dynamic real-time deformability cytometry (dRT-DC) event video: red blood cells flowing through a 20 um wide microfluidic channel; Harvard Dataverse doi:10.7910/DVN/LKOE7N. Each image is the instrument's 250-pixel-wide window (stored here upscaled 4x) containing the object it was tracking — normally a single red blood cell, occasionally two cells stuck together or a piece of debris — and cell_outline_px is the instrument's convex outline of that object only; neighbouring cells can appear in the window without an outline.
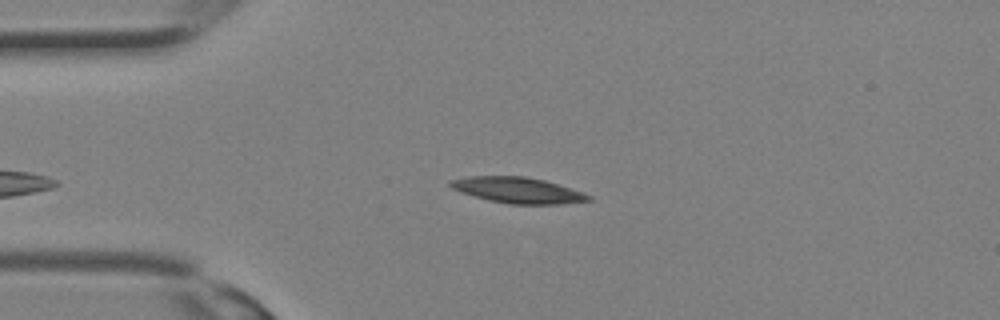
{"species": "Egyptian fruit bat (a non-hibernating species)", "species_latin": "Rousettus aegyptiacus", "temperature_condition": "room temperature", "stored_images_in_passage": 29, "camera_frame_rate_fps": 3000, "um_per_image_px": 0.085, "animal": {"sex": "female"}, "frame": {"image": 1, "passage_image": 5, "time_ms": 1.333, "image_size_px": [1000, 320], "cell_outline_px": [[592, 200], [560, 204], [508, 204], [488, 200], [460, 192], [452, 188], [448, 184], [448, 180], [468, 176], [524, 176], [544, 180], [584, 192], [592, 196]], "centroid_in_image_um": [44.0, 16.16], "position_along_channel_um": 41.0, "area_um2": 20.92}}
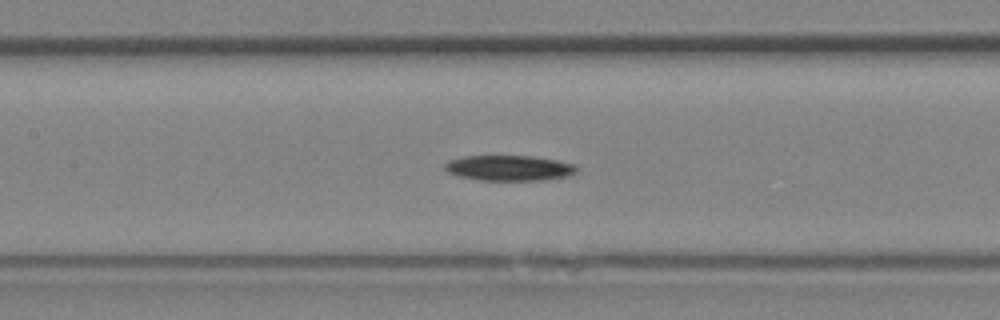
{"frame": {"image": 2, "passage_image": 12, "time_ms": 3.667, "image_size_px": [1000, 320], "cell_outline_px": [[576, 172], [572, 176], [544, 180], [480, 180], [460, 176], [448, 172], [444, 168], [444, 164], [448, 160], [464, 156], [532, 156], [556, 160], [576, 164]], "centroid_in_image_um": [43.31, 14.28], "position_along_channel_um": 164.1, "area_um2": 19.59}}
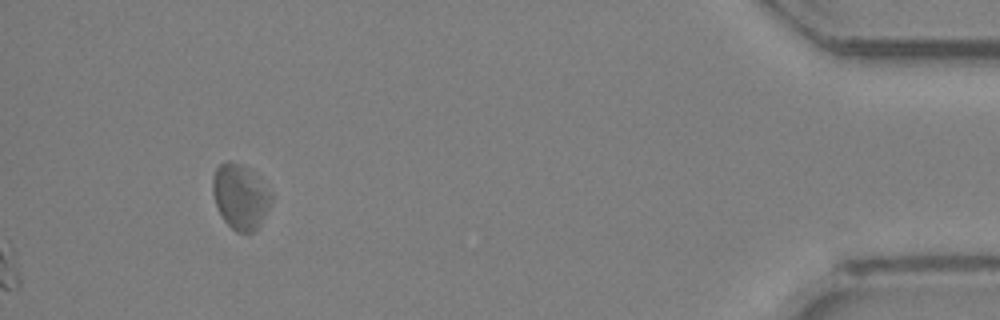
{"frame": {"image": 3, "passage_image": 27, "time_ms": 8.667, "image_size_px": [1000, 320], "cell_outline_px": [[272, 200], [260, 224], [252, 232], [236, 232], [224, 220], [216, 204], [212, 192], [212, 176], [216, 168], [224, 160], [228, 160], [240, 164], [248, 168], [272, 196]], "centroid_in_image_um": [20.38, 16.7], "position_along_channel_um": 414.8, "area_um2": 21.68}}